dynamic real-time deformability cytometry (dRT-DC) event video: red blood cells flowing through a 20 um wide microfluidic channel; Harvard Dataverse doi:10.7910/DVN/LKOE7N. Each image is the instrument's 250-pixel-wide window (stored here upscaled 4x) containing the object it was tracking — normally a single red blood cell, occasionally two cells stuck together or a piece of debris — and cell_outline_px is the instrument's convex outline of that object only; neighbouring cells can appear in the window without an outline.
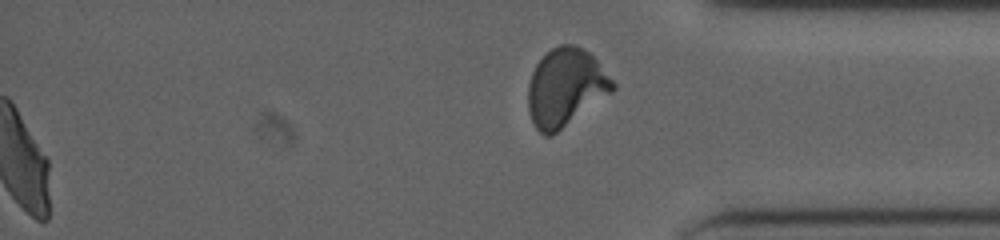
{"species": "human", "species_latin": "Homo sapiens", "temperature_condition": "cold", "stored_images_in_passage": 45, "segment_of_instrument_passage": [2, 2], "camera_frame_rate_fps": 3000, "um_per_image_px": 0.085, "donor": {"sex": "male"}, "frame": {"image": 1, "passage_image": 45, "time_ms": 14.667, "image_size_px": [1000, 240], "cell_outline_px": [[616, 88], [612, 92], [552, 136], [544, 136], [536, 128], [532, 120], [528, 108], [528, 84], [532, 72], [536, 64], [552, 48], [560, 44], [576, 44], [588, 52], [596, 60], [616, 84]], "centroid_in_image_um": [48.06, 7.44], "position_along_channel_um": 387.1, "area_um2": 38.15}}